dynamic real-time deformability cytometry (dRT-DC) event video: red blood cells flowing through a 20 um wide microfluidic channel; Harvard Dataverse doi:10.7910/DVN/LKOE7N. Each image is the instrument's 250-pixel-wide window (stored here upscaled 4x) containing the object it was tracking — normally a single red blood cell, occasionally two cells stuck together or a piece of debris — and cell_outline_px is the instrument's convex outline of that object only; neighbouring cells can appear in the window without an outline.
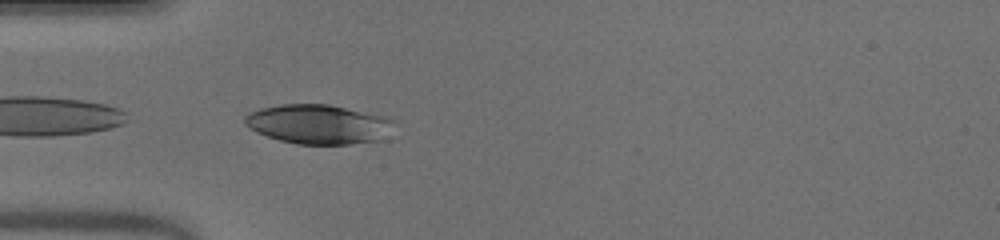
{"species": "human", "species_latin": "Homo sapiens", "temperature_condition": "warm", "stored_images_in_passage": 37, "camera_frame_rate_fps": 3000, "um_per_image_px": 0.085, "donor": {"sex": "male"}, "frame": {"image": 1, "passage_image": 2, "time_ms": 0.333, "image_size_px": [1000, 240], "cell_outline_px": [[392, 120], [380, 140], [348, 144], [296, 144], [280, 140], [256, 132], [244, 124], [244, 116], [260, 108], [280, 104], [328, 104], [388, 116]], "centroid_in_image_um": [26.99, 10.54], "position_along_channel_um": 58.0, "area_um2": 33.87}}
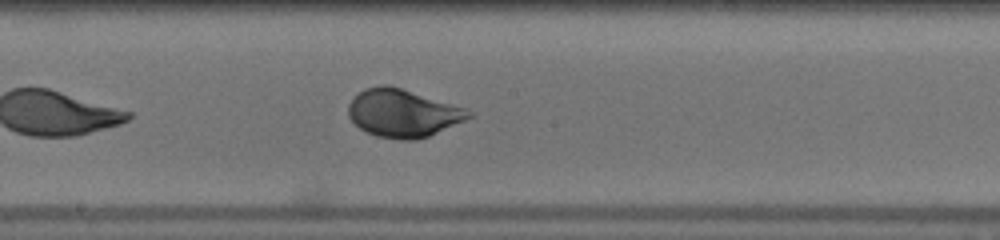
{"frame": {"image": 2, "passage_image": 14, "time_ms": 4.333, "image_size_px": [1000, 240], "cell_outline_px": [[472, 116], [464, 120], [428, 136], [416, 140], [400, 140], [376, 136], [360, 128], [348, 116], [348, 104], [364, 88], [380, 84], [388, 84], [464, 108], [472, 112]], "centroid_in_image_um": [34.2, 9.62], "position_along_channel_um": 214.0, "area_um2": 33.06}}
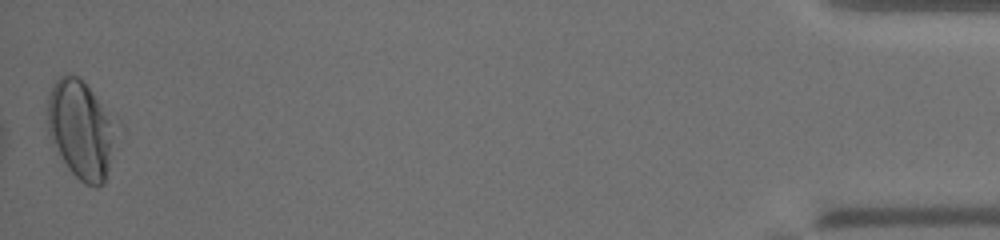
{"frame": {"image": 3, "passage_image": 37, "time_ms": 12.0, "image_size_px": [1000, 240], "cell_outline_px": [[124, 128], [104, 184], [96, 188], [84, 184], [68, 168], [60, 156], [48, 132], [48, 96], [56, 80], [60, 76], [68, 72], [76, 76], [120, 120]], "centroid_in_image_um": [7.03, 11.04], "position_along_channel_um": 428.2, "area_um2": 40.98}, "authors_computed_cell_mechanics": {"area_um2": 33.524, "velocity_mm_per_s": 4.0016, "shape_relaxation_time_tau1_ms": 3.6551, "shape_relaxation_time_tau2_ms": null, "deformation_change_tau1": 0.1807, "deformation_change_tau2": null}}